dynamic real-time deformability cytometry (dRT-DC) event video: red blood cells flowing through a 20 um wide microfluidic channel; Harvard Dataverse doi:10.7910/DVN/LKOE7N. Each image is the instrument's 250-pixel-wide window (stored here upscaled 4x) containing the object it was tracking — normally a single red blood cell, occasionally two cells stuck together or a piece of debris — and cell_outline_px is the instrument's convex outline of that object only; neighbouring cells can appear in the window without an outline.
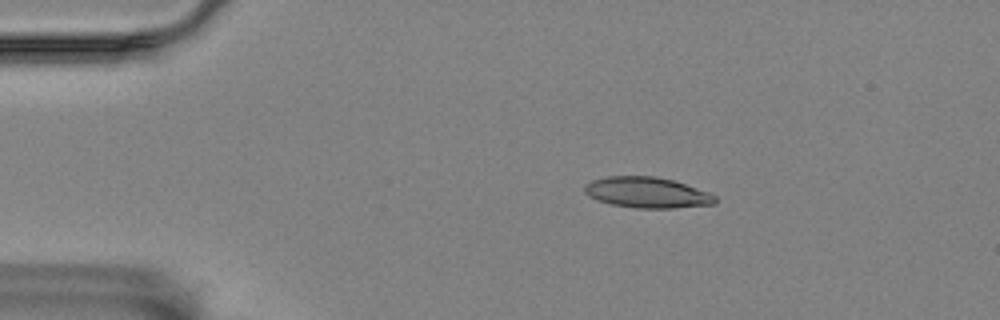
{"species": "Egyptian fruit bat (a non-hibernating species)", "species_latin": "Rousettus aegyptiacus", "temperature_condition": "room temperature", "stored_images_in_passage": 10, "camera_frame_rate_fps": 3000, "um_per_image_px": 0.085, "animal": {"sex": "female"}, "frame": {"image": 1, "passage_image": 1, "time_ms": 0.0, "image_size_px": [1000, 320], "cell_outline_px": [[716, 204], [672, 208], [636, 208], [612, 204], [596, 200], [588, 196], [584, 192], [584, 184], [592, 180], [608, 176], [656, 176], [672, 180], [708, 192], [716, 196]], "centroid_in_image_um": [54.97, 16.36], "position_along_channel_um": 30.0, "area_um2": 23.41}}
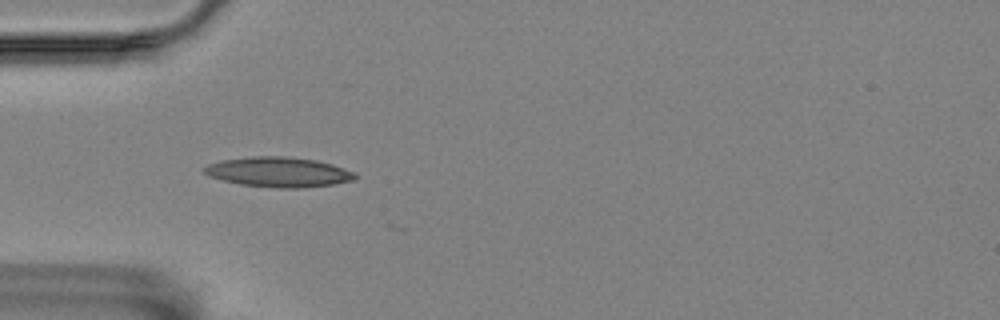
{"frame": {"image": 2, "passage_image": 8, "time_ms": 2.333, "image_size_px": [1000, 320], "cell_outline_px": [[356, 180], [332, 184], [304, 188], [276, 188], [240, 184], [224, 180], [212, 176], [204, 172], [200, 168], [208, 164], [220, 160], [252, 156], [280, 156], [316, 160], [332, 164], [356, 172]], "centroid_in_image_um": [23.69, 14.62], "position_along_channel_um": 61.3, "area_um2": 26.36}}